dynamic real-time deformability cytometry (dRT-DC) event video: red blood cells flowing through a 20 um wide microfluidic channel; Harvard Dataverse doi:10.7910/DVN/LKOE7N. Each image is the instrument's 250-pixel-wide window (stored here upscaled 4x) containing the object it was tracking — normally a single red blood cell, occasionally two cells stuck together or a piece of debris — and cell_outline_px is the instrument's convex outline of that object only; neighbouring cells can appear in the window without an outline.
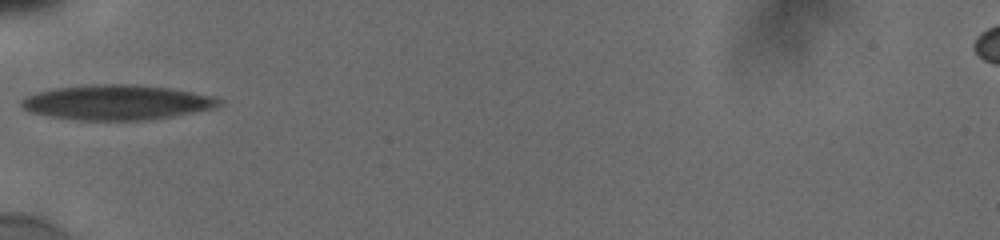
{"species": "human", "species_latin": "Homo sapiens", "temperature_condition": "cold", "stored_images_in_passage": 1, "camera_frame_rate_fps": 3000, "um_per_image_px": 0.085, "donor": {"sex": "male"}, "frame": {"image": 1, "passage_image": 1, "time_ms": 0.0, "image_size_px": [1000, 240], "cell_outline_px": [[224, 100], [220, 104], [212, 108], [172, 116], [148, 120], [72, 120], [48, 116], [28, 112], [20, 104], [20, 100], [28, 96], [40, 92], [56, 88], [96, 84], [136, 84], [168, 88], [192, 92], [212, 96]], "centroid_in_image_um": [9.9, 8.71], "position_along_channel_um": 75.1, "area_um2": 40.06}}